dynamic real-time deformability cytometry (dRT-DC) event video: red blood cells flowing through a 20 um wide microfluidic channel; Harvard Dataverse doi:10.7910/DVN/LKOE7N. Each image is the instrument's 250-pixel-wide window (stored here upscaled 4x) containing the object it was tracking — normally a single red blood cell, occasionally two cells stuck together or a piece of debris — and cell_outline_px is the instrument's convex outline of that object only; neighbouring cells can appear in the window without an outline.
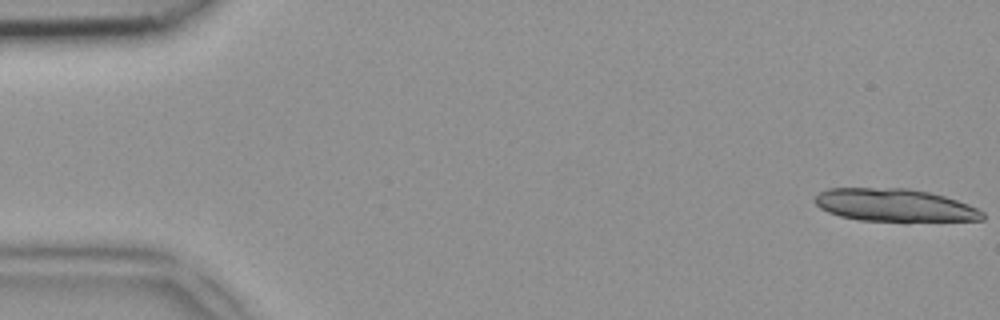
{"species": "common noctule bat (a hibernating species)", "species_latin": "Nyctalus noctula", "temperature_condition": "room temperature", "stored_images_in_passage": 20, "camera_frame_rate_fps": 3000, "um_per_image_px": 0.085, "animal": {"sex": "female", "body_mass_g": 18.4}, "frame": {"image": 1, "passage_image": 1, "time_ms": 0.0, "image_size_px": [1000, 320], "cell_outline_px": [[984, 220], [904, 224], [860, 220], [840, 216], [828, 212], [820, 208], [812, 200], [820, 192], [828, 188], [908, 188], [928, 192], [944, 196], [968, 204], [984, 212]], "centroid_in_image_um": [76.1, 17.5], "position_along_channel_um": 8.9, "area_um2": 33.29}}